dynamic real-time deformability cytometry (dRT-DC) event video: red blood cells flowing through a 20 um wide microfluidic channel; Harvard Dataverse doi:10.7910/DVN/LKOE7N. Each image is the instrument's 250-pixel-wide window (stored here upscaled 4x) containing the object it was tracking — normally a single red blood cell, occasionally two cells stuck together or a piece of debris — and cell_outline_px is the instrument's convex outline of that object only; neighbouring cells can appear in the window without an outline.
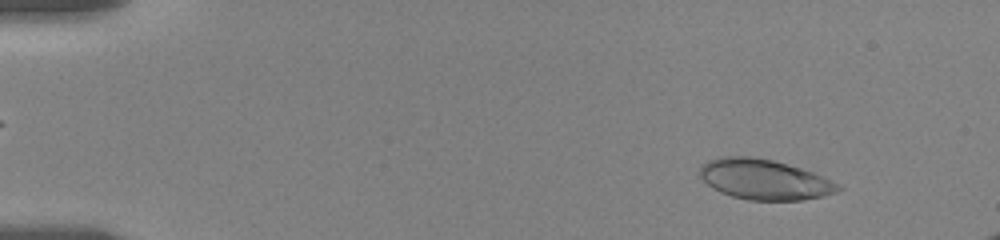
{"species": "human", "species_latin": "Homo sapiens", "temperature_condition": "room temperature", "stored_images_in_passage": 56, "camera_frame_rate_fps": 3000, "um_per_image_px": 0.085, "donor": {"sex": "female"}, "frame": {"image": 1, "passage_image": 6, "time_ms": 1.667, "image_size_px": [1000, 240], "cell_outline_px": [[844, 188], [836, 192], [824, 196], [800, 200], [748, 200], [732, 196], [720, 192], [712, 188], [700, 176], [700, 164], [708, 160], [724, 156], [748, 156], [772, 160], [800, 168], [812, 172]], "centroid_in_image_um": [64.92, 15.26], "position_along_channel_um": 20.1, "area_um2": 32.14}}
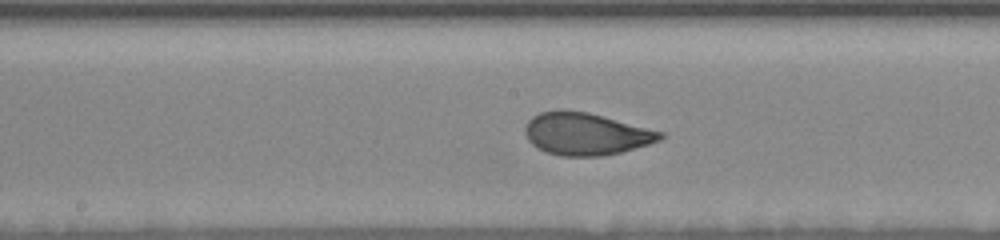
{"frame": {"image": 2, "passage_image": 30, "time_ms": 9.667, "image_size_px": [1000, 240], "cell_outline_px": [[664, 136], [660, 140], [648, 144], [620, 152], [604, 156], [560, 156], [548, 152], [532, 144], [528, 140], [524, 132], [524, 128], [528, 120], [532, 116], [540, 112], [560, 108], [588, 112], [664, 132]], "centroid_in_image_um": [49.77, 11.36], "position_along_channel_um": 198.4, "area_um2": 33.41}}
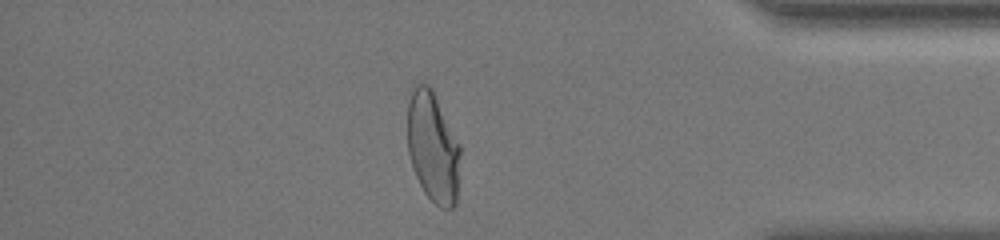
{"frame": {"image": 3, "passage_image": 49, "time_ms": 16.0, "image_size_px": [1000, 240], "cell_outline_px": [[460, 152], [456, 204], [452, 208], [440, 208], [424, 192], [416, 176], [408, 152], [408, 104], [412, 88], [416, 84], [428, 84], [432, 88], [460, 144]], "centroid_in_image_um": [36.8, 12.5], "position_along_channel_um": 398.4, "area_um2": 33.87}, "authors_computed_cell_mechanics": {"area_um2": 33.235, "velocity_mm_per_s": 3.5515, "shape_relaxation_time_tau1_ms": 4.8247, "shape_relaxation_time_tau2_ms": null, "deformation_change_tau1": 0.1838, "deformation_change_tau2": null}}